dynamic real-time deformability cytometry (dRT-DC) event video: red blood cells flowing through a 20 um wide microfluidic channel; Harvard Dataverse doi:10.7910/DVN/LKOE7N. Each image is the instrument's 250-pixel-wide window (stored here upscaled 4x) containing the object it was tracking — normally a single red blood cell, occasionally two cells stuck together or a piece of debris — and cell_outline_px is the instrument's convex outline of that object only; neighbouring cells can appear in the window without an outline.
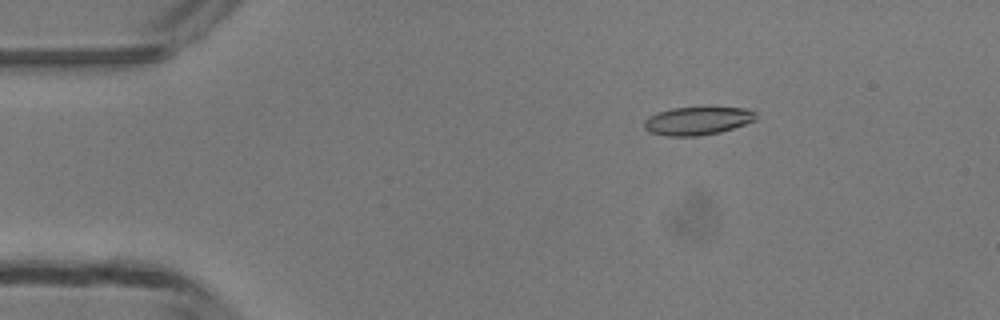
{"species": "common noctule bat (a hibernating species)", "species_latin": "Nyctalus noctula", "temperature_condition": "room temperature", "stored_images_in_passage": 5, "camera_frame_rate_fps": 3000, "um_per_image_px": 0.085, "animal": {"sex": "male", "body_mass_g": 13.3}, "frame": {"image": 1, "passage_image": 2, "time_ms": 1.0, "image_size_px": [1000, 320], "cell_outline_px": [[756, 120], [720, 132], [700, 136], [668, 136], [648, 132], [644, 128], [644, 120], [648, 116], [672, 108], [744, 108], [756, 112]], "centroid_in_image_um": [59.25, 10.28], "position_along_channel_um": 25.7, "area_um2": 18.15}}
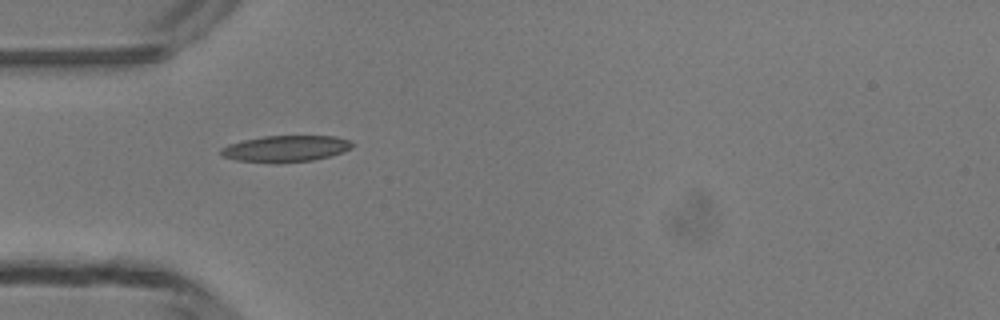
{"frame": {"image": 2, "passage_image": 4, "time_ms": 3.333, "image_size_px": [1000, 320], "cell_outline_px": [[356, 144], [352, 148], [344, 152], [312, 160], [276, 164], [272, 164], [236, 160], [220, 156], [220, 148], [228, 144], [244, 140], [264, 136], [336, 136], [352, 140]], "centroid_in_image_um": [24.29, 12.64], "position_along_channel_um": 60.7, "area_um2": 20.63}}